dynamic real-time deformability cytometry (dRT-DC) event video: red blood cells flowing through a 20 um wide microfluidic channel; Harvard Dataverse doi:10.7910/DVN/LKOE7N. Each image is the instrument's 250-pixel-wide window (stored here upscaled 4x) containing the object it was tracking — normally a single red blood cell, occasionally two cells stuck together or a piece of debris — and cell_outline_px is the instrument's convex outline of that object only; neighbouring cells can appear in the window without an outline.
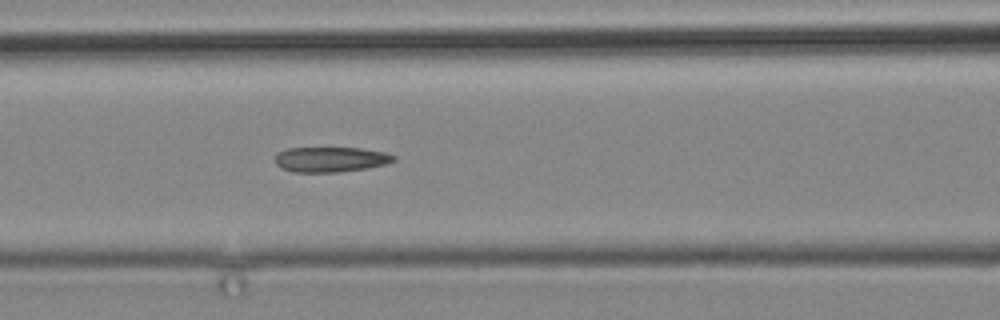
{"species": "common noctule bat (a hibernating species)", "species_latin": "Nyctalus noctula", "temperature_condition": "cold", "stored_images_in_passage": 9, "camera_frame_rate_fps": 3000, "um_per_image_px": 0.085, "animal": {"sex": "male", "body_mass_g": 19.2, "forearm_length_mm": 51.8}, "frame": {"image": 1, "passage_image": 9, "time_ms": 9.333, "image_size_px": [1000, 320], "cell_outline_px": [[396, 160], [384, 164], [368, 168], [336, 172], [296, 172], [284, 168], [276, 164], [276, 152], [288, 148], [360, 148], [384, 152], [396, 156]], "centroid_in_image_um": [28.12, 13.54], "position_along_channel_um": 138.5, "area_um2": 17.22}}